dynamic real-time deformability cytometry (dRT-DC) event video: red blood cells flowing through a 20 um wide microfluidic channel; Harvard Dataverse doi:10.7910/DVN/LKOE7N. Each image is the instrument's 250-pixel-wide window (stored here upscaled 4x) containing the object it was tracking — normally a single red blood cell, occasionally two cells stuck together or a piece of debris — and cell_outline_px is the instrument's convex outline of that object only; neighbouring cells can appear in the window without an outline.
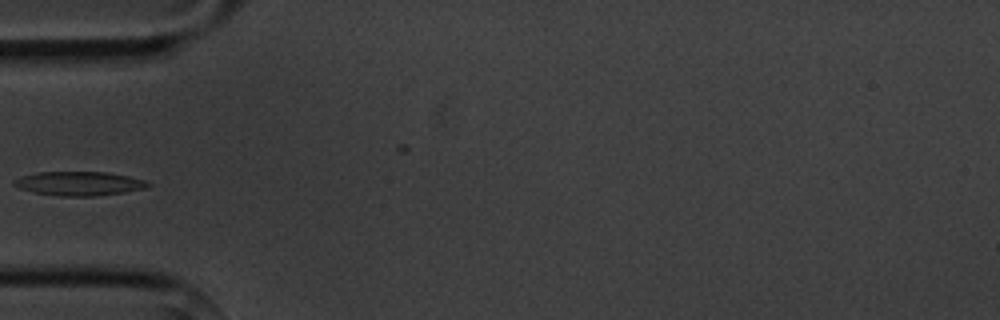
{"species": "common noctule bat (a hibernating species)", "species_latin": "Nyctalus noctula", "temperature_condition": "cold", "stored_images_in_passage": 7, "camera_frame_rate_fps": 3000, "um_per_image_px": 0.085, "animal": {"sex": "male", "body_mass_g": 20.1, "forearm_length_mm": 53.5}, "frame": {"image": 1, "passage_image": 6, "time_ms": 5.667, "image_size_px": [1000, 320], "cell_outline_px": [[152, 184], [148, 188], [124, 192], [92, 196], [60, 196], [32, 192], [20, 188], [12, 184], [12, 180], [20, 176], [40, 172], [108, 172], [128, 176], [144, 180]], "centroid_in_image_um": [6.72, 15.6], "position_along_channel_um": 78.3, "area_um2": 18.79}}